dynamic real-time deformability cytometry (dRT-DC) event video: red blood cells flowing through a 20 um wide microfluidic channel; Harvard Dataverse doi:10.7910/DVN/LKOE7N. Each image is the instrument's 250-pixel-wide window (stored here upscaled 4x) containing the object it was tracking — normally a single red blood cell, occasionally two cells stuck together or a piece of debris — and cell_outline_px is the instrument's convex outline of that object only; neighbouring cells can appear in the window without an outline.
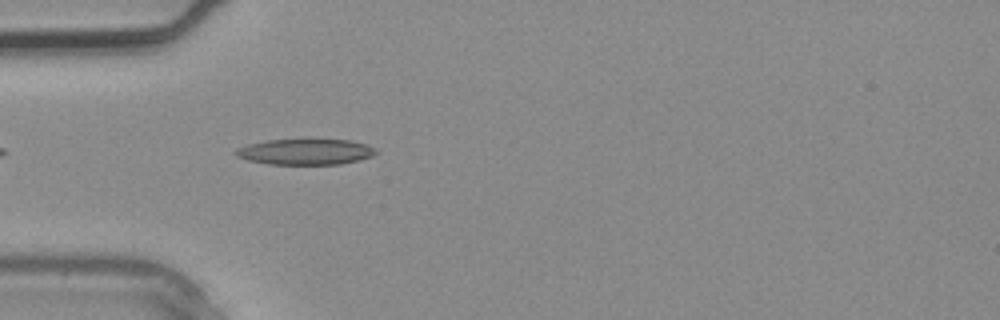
{"species": "common noctule bat (a hibernating species)", "species_latin": "Nyctalus noctula", "temperature_condition": "warm", "stored_images_in_passage": 2, "camera_frame_rate_fps": 3000, "um_per_image_px": 0.085, "animal": {"sex": "male", "body_mass_g": 20.4}, "frame": {"image": 1, "passage_image": 2, "time_ms": 0.333, "image_size_px": [1000, 320], "cell_outline_px": [[376, 152], [372, 156], [340, 164], [268, 164], [248, 160], [236, 156], [232, 152], [236, 148], [248, 144], [268, 140], [308, 136], [316, 136], [352, 140], [368, 144], [376, 148]], "centroid_in_image_um": [25.96, 12.83], "position_along_channel_um": 59.0, "area_um2": 22.31}}